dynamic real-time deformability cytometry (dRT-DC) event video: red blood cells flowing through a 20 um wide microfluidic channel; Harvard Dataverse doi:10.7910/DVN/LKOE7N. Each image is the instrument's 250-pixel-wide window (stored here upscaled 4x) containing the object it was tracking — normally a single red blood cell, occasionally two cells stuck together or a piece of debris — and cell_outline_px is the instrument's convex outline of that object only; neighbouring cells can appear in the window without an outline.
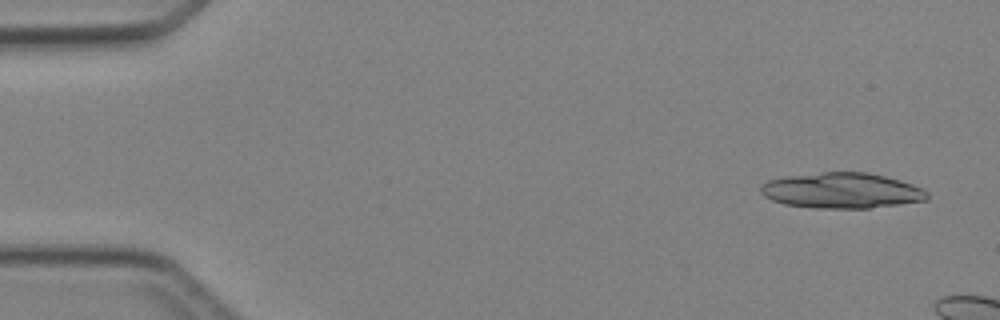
{"species": "Egyptian fruit bat (a non-hibernating species)", "species_latin": "Rousettus aegyptiacus", "temperature_condition": "cold", "stored_images_in_passage": 3, "camera_frame_rate_fps": 3000, "um_per_image_px": 0.085, "animal": {"sex": "female"}, "frame": {"image": 1, "passage_image": 1, "time_ms": 0.0, "image_size_px": [1000, 320], "cell_outline_px": [[928, 200], [868, 208], [816, 208], [784, 204], [772, 200], [764, 196], [760, 192], [760, 184], [768, 180], [784, 176], [824, 172], [868, 172], [900, 180], [912, 184], [928, 192]], "centroid_in_image_um": [71.51, 16.19], "position_along_channel_um": 13.5, "area_um2": 34.51}}